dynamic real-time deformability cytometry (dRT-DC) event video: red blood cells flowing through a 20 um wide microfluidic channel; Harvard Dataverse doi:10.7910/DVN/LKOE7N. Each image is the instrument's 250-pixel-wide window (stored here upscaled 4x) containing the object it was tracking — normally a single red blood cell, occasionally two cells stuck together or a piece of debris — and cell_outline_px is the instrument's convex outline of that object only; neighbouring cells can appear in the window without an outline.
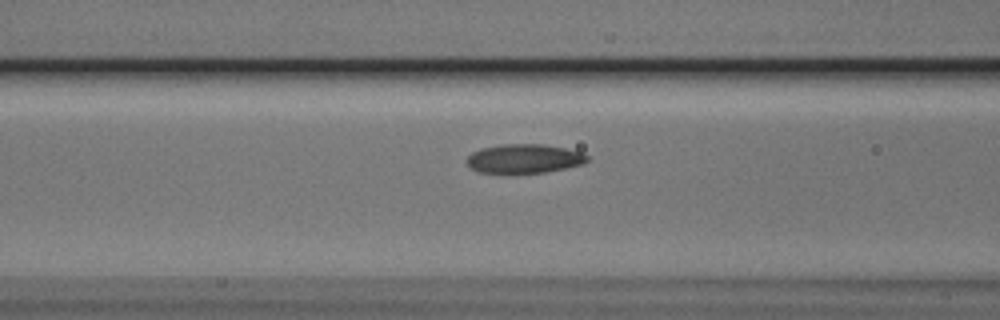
{"species": "Egyptian fruit bat (a non-hibernating species)", "species_latin": "Rousettus aegyptiacus", "temperature_condition": "cold", "stored_images_in_passage": 16, "camera_frame_rate_fps": 3000, "um_per_image_px": 0.085, "animal": {"sex": "male"}, "frame": {"image": 1, "passage_image": 14, "time_ms": 4.333, "image_size_px": [1000, 320], "cell_outline_px": [[588, 160], [584, 164], [568, 168], [544, 172], [512, 176], [504, 176], [480, 172], [472, 168], [468, 164], [468, 156], [472, 152], [480, 148], [500, 144], [544, 144], [564, 148], [580, 152], [588, 156]], "centroid_in_image_um": [44.52, 13.53], "position_along_channel_um": 122.1, "area_um2": 21.21}}